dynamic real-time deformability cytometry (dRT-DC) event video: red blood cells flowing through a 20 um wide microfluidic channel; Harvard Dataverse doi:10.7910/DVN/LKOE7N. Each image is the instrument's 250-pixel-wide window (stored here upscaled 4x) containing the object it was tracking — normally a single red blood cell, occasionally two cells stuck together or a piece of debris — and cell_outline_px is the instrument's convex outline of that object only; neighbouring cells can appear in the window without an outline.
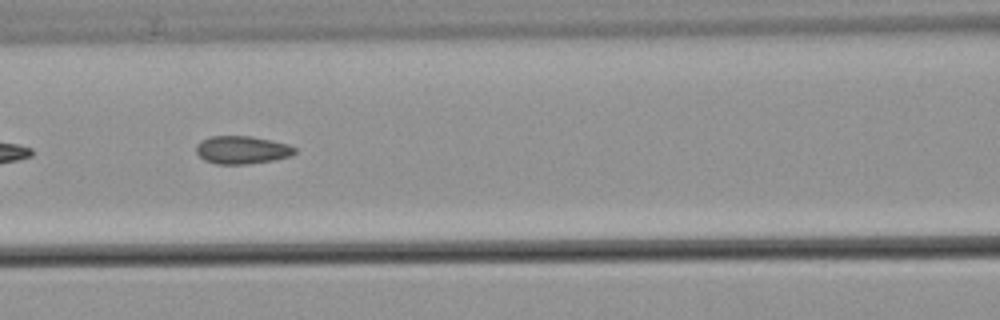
{"species": "common noctule bat (a hibernating species)", "species_latin": "Nyctalus noctula", "temperature_condition": "warm", "stored_images_in_passage": 8, "segment_of_instrument_passage": [2, 2], "camera_frame_rate_fps": 3000, "um_per_image_px": 0.085, "animal": {"sex": "male", "body_mass_g": 21.5, "forearm_length_mm": 52.0}, "frame": {"image": 1, "passage_image": 6, "time_ms": 7.0, "image_size_px": [1000, 320], "cell_outline_px": [[296, 152], [292, 156], [276, 160], [248, 164], [216, 164], [204, 160], [196, 152], [196, 144], [200, 140], [208, 136], [252, 136], [272, 140], [288, 144], [296, 148]], "centroid_in_image_um": [20.58, 12.74], "position_along_channel_um": 146.0, "area_um2": 16.36}}